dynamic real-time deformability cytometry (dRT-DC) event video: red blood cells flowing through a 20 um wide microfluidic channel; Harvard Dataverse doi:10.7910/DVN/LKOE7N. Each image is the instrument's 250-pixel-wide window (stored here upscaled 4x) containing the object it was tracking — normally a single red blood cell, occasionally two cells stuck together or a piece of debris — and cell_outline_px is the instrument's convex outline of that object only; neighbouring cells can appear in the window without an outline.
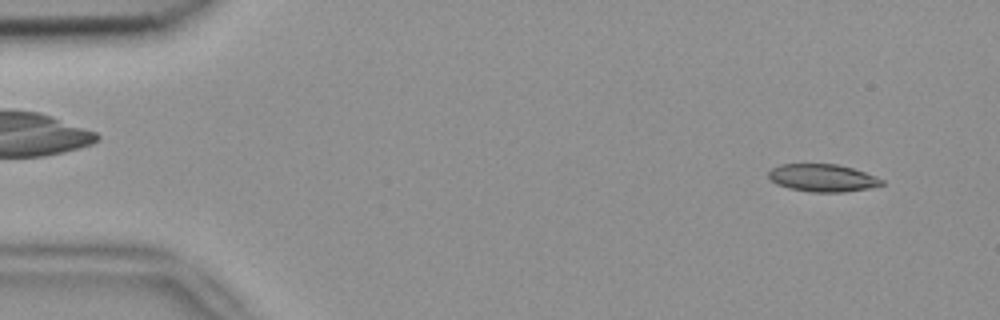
{"species": "common noctule bat (a hibernating species)", "species_latin": "Nyctalus noctula", "temperature_condition": "room temperature", "stored_images_in_passage": 4, "camera_frame_rate_fps": 3000, "um_per_image_px": 0.085, "animal": {"sex": "female", "body_mass_g": 18.4}, "frame": {"image": 1, "passage_image": 1, "time_ms": 0.0, "image_size_px": [1000, 320], "cell_outline_px": [[884, 184], [868, 188], [844, 192], [812, 192], [788, 188], [776, 184], [768, 176], [768, 172], [772, 168], [780, 164], [836, 164], [852, 168], [876, 176], [884, 180]], "centroid_in_image_um": [69.91, 15.12], "position_along_channel_um": 15.1, "area_um2": 18.15}}